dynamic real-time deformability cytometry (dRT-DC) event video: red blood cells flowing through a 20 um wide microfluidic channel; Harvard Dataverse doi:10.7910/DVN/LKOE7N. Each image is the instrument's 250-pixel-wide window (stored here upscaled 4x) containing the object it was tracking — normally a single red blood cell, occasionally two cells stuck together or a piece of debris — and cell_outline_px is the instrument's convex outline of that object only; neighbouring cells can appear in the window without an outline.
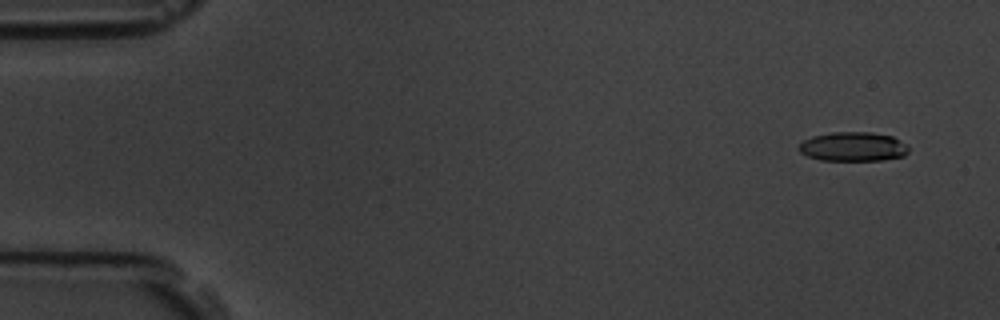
{"species": "common noctule bat (a hibernating species)", "species_latin": "Nyctalus noctula", "temperature_condition": "room temperature", "stored_images_in_passage": 58, "camera_frame_rate_fps": 3000, "um_per_image_px": 0.085, "animal": {"sex": "male", "body_mass_g": 19.5, "forearm_length_mm": 54.6}, "frame": {"image": 1, "passage_image": 4, "time_ms": 1.0, "image_size_px": [1000, 320], "cell_outline_px": [[908, 152], [904, 156], [880, 160], [820, 160], [808, 156], [800, 152], [796, 148], [804, 140], [812, 136], [832, 132], [872, 132], [892, 136], [904, 144], [908, 148]], "centroid_in_image_um": [72.47, 12.46], "position_along_channel_um": 12.5, "area_um2": 18.61}}
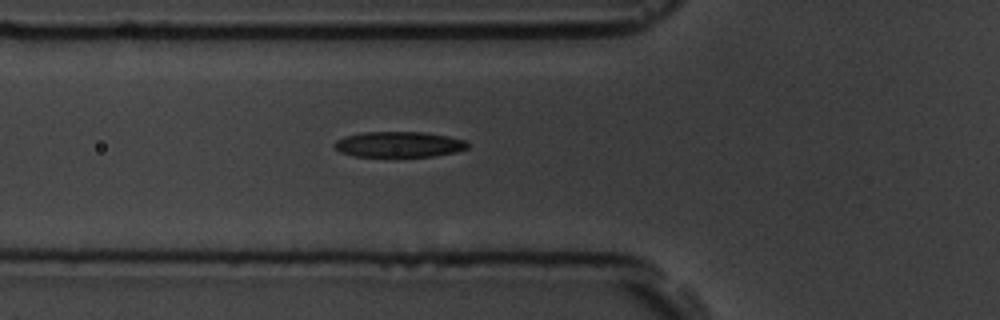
{"frame": {"image": 2, "passage_image": 21, "time_ms": 6.667, "image_size_px": [1000, 320], "cell_outline_px": [[468, 148], [456, 152], [432, 156], [352, 156], [340, 152], [332, 144], [336, 140], [344, 136], [364, 132], [424, 132], [448, 136], [464, 140], [468, 144]], "centroid_in_image_um": [33.88, 12.27], "position_along_channel_um": 91.9, "area_um2": 19.83}}
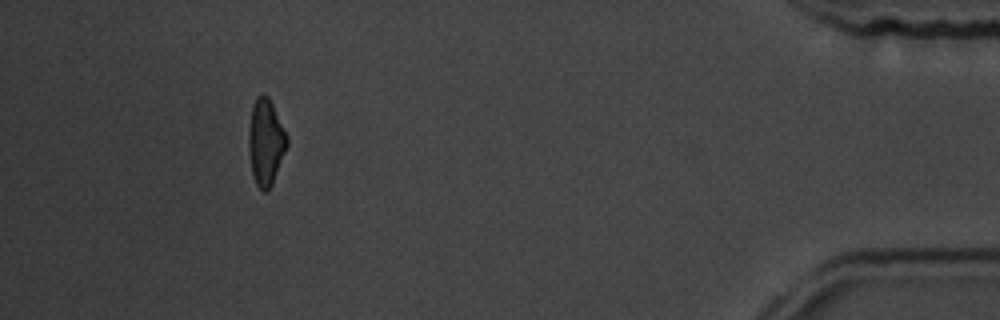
{"frame": {"image": 3, "passage_image": 53, "time_ms": 17.333, "image_size_px": [1000, 320], "cell_outline_px": [[288, 144], [272, 184], [268, 192], [264, 192], [256, 184], [252, 172], [248, 148], [248, 132], [252, 104], [256, 96], [260, 92], [264, 92], [268, 96], [288, 136]], "centroid_in_image_um": [22.57, 12.03], "position_along_channel_um": 412.6, "area_um2": 19.42}, "authors_computed_cell_mechanics": {"area_um2": 19.7676, "velocity_mm_per_s": 3.5883, "shape_relaxation_time_tau1_ms": 3.7494, "shape_relaxation_time_tau2_ms": 1.8964, "deformation_change_tau1": 0.1455, "deformation_change_tau2": 0.1097}}